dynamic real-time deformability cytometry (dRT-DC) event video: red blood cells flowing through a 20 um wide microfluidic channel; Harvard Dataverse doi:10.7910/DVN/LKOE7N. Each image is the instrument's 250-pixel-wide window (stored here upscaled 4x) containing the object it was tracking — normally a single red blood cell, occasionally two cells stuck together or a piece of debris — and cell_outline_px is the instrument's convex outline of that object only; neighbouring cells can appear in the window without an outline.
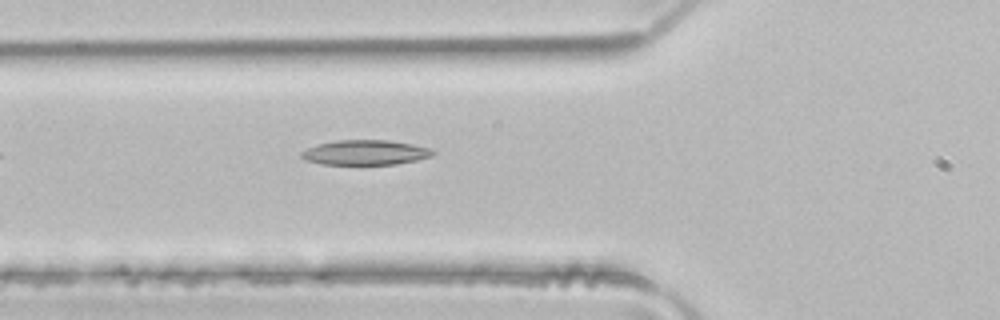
{"species": "common noctule bat (a hibernating species)", "species_latin": "Nyctalus noctula", "temperature_condition": "room temperature", "stored_images_in_passage": 5, "camera_frame_rate_fps": 3000, "um_per_image_px": 0.085, "animal": {"sex": "male", "body_mass_g": 21.5, "forearm_length_mm": 52.0}, "frame": {"image": 1, "passage_image": 5, "time_ms": 1.333, "image_size_px": [1000, 320], "cell_outline_px": [[436, 152], [432, 156], [416, 160], [396, 164], [324, 164], [304, 160], [300, 156], [300, 152], [316, 144], [336, 140], [388, 140], [412, 144], [428, 148]], "centroid_in_image_um": [31.02, 12.96], "position_along_channel_um": 94.8, "area_um2": 19.02}}